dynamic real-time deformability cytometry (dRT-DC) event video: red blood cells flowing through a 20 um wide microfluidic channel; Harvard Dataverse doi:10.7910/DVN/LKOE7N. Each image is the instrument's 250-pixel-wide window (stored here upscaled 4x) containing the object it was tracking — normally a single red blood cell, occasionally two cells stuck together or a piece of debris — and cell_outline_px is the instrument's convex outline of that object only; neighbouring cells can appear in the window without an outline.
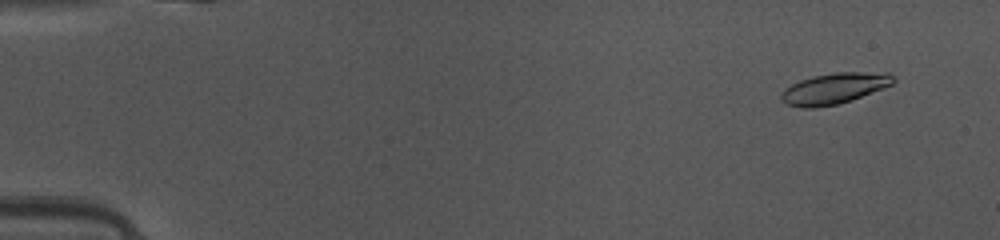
{"species": "common noctule bat (a hibernating species)", "species_latin": "Nyctalus noctula", "temperature_condition": "warm", "stored_images_in_passage": 49, "camera_frame_rate_fps": 3000, "um_per_image_px": 0.085, "animal": {"sex": "female", "body_mass_g": 10.0, "forearm_length_mm": 53.1}, "frame": {"image": 1, "passage_image": 4, "time_ms": 1.0, "image_size_px": [1000, 240], "cell_outline_px": [[896, 80], [892, 84], [852, 100], [836, 104], [812, 108], [804, 108], [788, 104], [780, 100], [780, 96], [792, 84], [800, 80], [812, 76], [836, 72], [888, 72], [896, 76]], "centroid_in_image_um": [70.96, 7.5], "position_along_channel_um": 14.0, "area_um2": 20.06}}
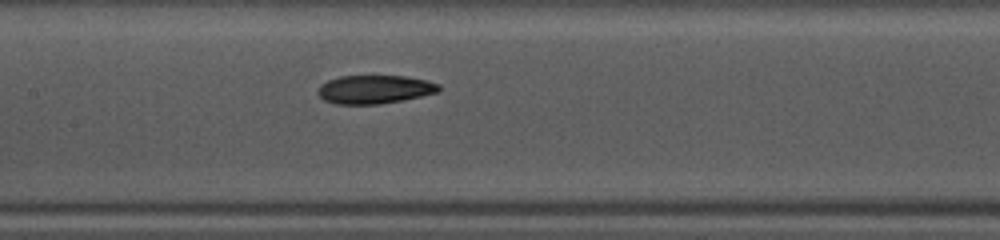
{"frame": {"image": 2, "passage_image": 24, "time_ms": 7.667, "image_size_px": [1000, 240], "cell_outline_px": [[440, 92], [404, 100], [380, 104], [336, 104], [324, 100], [316, 92], [320, 84], [328, 80], [340, 76], [404, 76], [424, 80], [440, 84]], "centroid_in_image_um": [31.84, 7.6], "position_along_channel_um": 175.6, "area_um2": 20.17}}
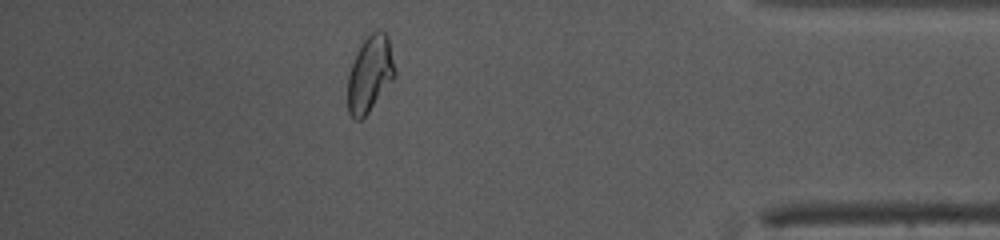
{"frame": {"image": 3, "passage_image": 43, "time_ms": 14.0, "image_size_px": [1000, 240], "cell_outline_px": [[396, 76], [368, 112], [360, 120], [356, 120], [348, 112], [348, 76], [352, 64], [364, 40], [372, 32], [384, 32], [388, 36], [396, 72]], "centroid_in_image_um": [31.46, 6.31], "position_along_channel_um": 403.7, "area_um2": 20.4}, "authors_computed_cell_mechanics": {"area_um2": 20.2878, "velocity_mm_per_s": 4.1421, "shape_relaxation_time_tau1_ms": 6.0521, "shape_relaxation_time_tau2_ms": 3.7432, "deformation_change_tau1": 0.1907, "deformation_change_tau2": 0.0836}}